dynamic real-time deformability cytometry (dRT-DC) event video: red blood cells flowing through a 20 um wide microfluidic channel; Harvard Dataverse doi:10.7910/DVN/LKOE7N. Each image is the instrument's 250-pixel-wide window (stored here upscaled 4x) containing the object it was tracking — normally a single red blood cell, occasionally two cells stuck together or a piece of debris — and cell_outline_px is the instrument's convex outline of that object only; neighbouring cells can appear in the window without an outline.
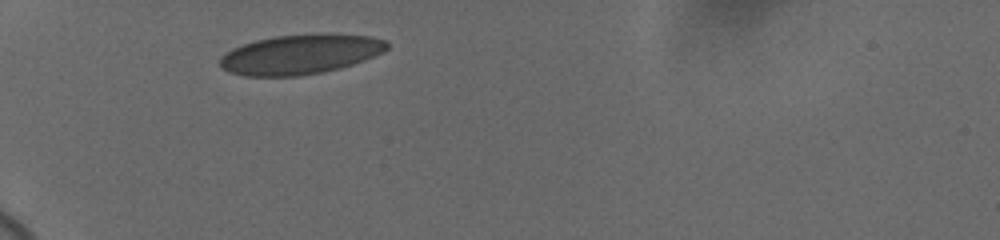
{"species": "human", "species_latin": "Homo sapiens", "temperature_condition": "cold", "stored_images_in_passage": 2, "camera_frame_rate_fps": 3000, "um_per_image_px": 0.085, "donor": {"sex": "female"}, "frame": {"image": 1, "passage_image": 1, "time_ms": 0.0, "image_size_px": [1000, 240], "cell_outline_px": [[388, 48], [384, 52], [364, 60], [340, 68], [320, 72], [296, 76], [244, 76], [228, 72], [220, 68], [220, 56], [232, 48], [256, 40], [276, 36], [324, 32], [372, 36], [388, 40]], "centroid_in_image_um": [25.55, 4.6], "position_along_channel_um": 59.5, "area_um2": 39.13}}